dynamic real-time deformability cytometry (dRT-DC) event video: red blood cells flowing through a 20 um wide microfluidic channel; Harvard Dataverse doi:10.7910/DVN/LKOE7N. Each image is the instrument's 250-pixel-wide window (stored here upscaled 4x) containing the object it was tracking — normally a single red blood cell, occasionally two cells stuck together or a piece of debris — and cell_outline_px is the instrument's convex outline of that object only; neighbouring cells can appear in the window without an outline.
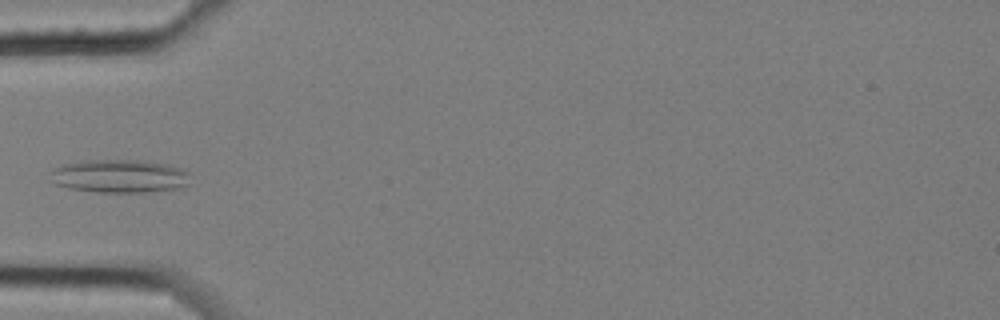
{"species": "common noctule bat (a hibernating species)", "species_latin": "Nyctalus noctula", "temperature_condition": "cold", "stored_images_in_passage": 9, "camera_frame_rate_fps": 3000, "um_per_image_px": 0.085, "animal": {"sex": "female", "body_mass_g": 25.1}, "frame": {"image": 1, "passage_image": 4, "time_ms": 1.0, "image_size_px": [1000, 320], "cell_outline_px": [[188, 184], [180, 188], [144, 192], [96, 192], [72, 188], [56, 184], [48, 180], [48, 172], [52, 168], [64, 164], [80, 160], [136, 160], [168, 164], [184, 168], [188, 172]], "centroid_in_image_um": [10.11, 14.96], "position_along_channel_um": 74.9, "area_um2": 27.4}}
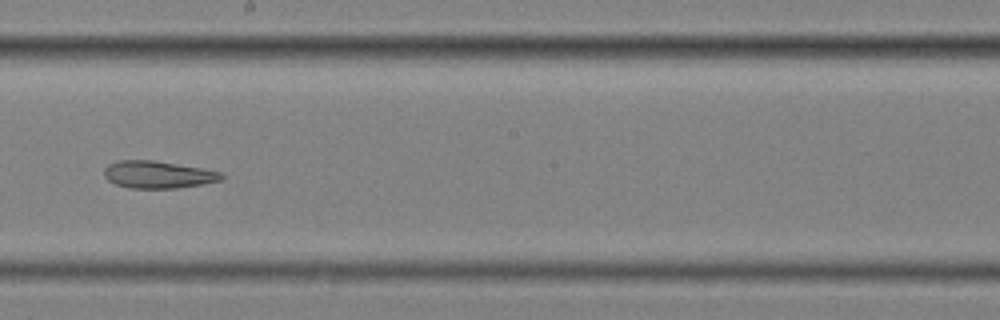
{"frame": {"image": 2, "passage_image": 8, "time_ms": 2.333, "image_size_px": [1000, 320], "cell_outline_px": [[224, 176], [220, 180], [200, 184], [176, 188], [128, 188], [116, 184], [108, 180], [104, 176], [104, 168], [108, 164], [120, 160], [152, 160], [224, 172]], "centroid_in_image_um": [13.4, 14.84], "position_along_channel_um": 234.8, "area_um2": 18.5}}
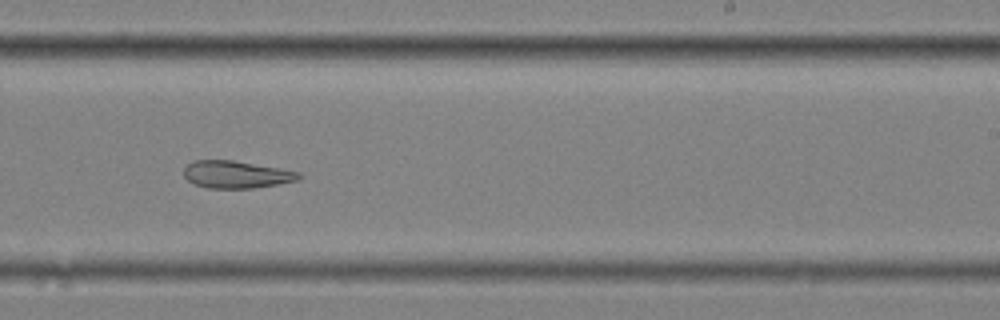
{"frame": {"image": 3, "passage_image": 9, "time_ms": 2.667, "image_size_px": [1000, 320], "cell_outline_px": [[304, 176], [300, 180], [280, 184], [252, 188], [208, 188], [196, 184], [188, 180], [184, 176], [184, 168], [192, 160], [232, 160], [280, 168], [300, 172]], "centroid_in_image_um": [20.13, 14.83], "position_along_channel_um": 268.9, "area_um2": 18.44}}